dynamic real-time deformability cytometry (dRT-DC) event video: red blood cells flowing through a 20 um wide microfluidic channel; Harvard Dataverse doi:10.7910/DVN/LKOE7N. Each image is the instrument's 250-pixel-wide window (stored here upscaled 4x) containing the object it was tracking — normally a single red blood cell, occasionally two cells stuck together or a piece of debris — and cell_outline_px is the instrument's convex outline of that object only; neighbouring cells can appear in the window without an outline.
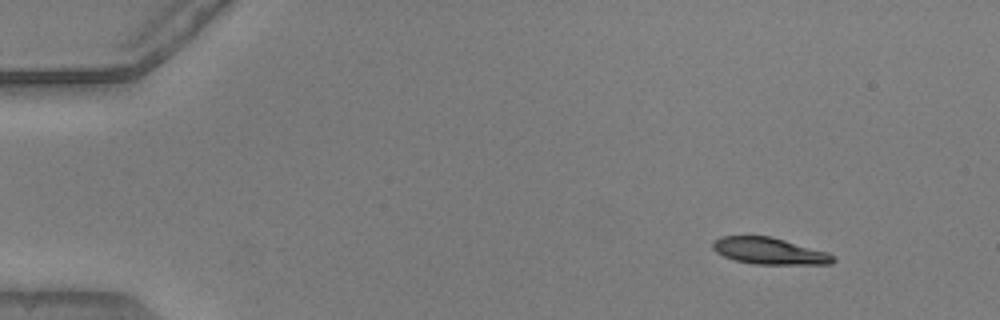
{"species": "common noctule bat (a hibernating species)", "species_latin": "Nyctalus noctula", "temperature_condition": "warm", "stored_images_in_passage": 48, "camera_frame_rate_fps": 3000, "um_per_image_px": 0.085, "animal": {"sex": "male", "body_mass_g": 20.5, "forearm_length_mm": 52.5}, "frame": {"image": 1, "passage_image": 1, "time_ms": 0.0, "image_size_px": [1000, 320], "cell_outline_px": [[836, 260], [832, 264], [756, 264], [736, 260], [724, 256], [716, 252], [712, 248], [712, 240], [720, 236], [772, 236], [828, 252]], "centroid_in_image_um": [65.38, 21.32], "position_along_channel_um": 19.6, "area_um2": 18.73}}
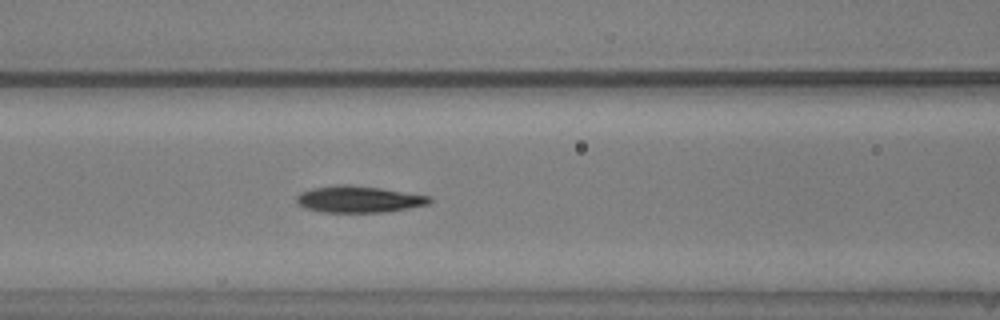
{"frame": {"image": 2, "passage_image": 18, "time_ms": 5.667, "image_size_px": [1000, 320], "cell_outline_px": [[432, 200], [428, 204], [408, 208], [384, 212], [324, 212], [304, 208], [296, 204], [296, 196], [300, 192], [312, 188], [340, 184], [348, 184], [380, 188], [432, 196]], "centroid_in_image_um": [30.46, 16.93], "position_along_channel_um": 136.1, "area_um2": 20.69}}
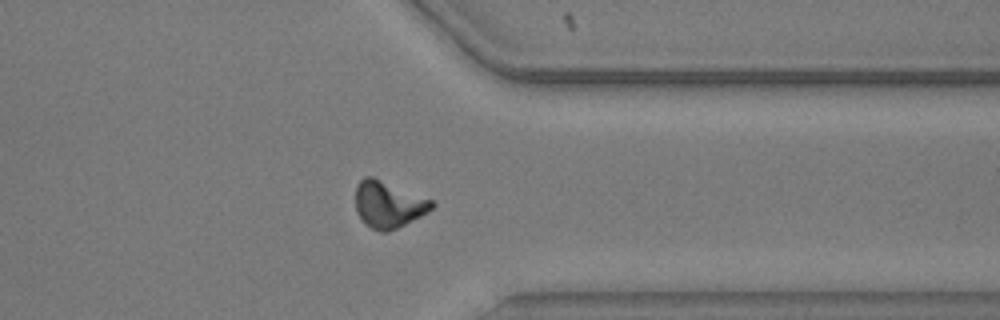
{"frame": {"image": 3, "passage_image": 37, "time_ms": 12.0, "image_size_px": [1000, 320], "cell_outline_px": [[436, 204], [428, 212], [388, 232], [380, 232], [364, 224], [356, 212], [356, 184], [364, 176], [372, 176], [432, 200]], "centroid_in_image_um": [32.98, 17.38], "position_along_channel_um": 378.4, "area_um2": 20.63}, "authors_computed_cell_mechanics": {"area_um2": 19.7965, "velocity_mm_per_s": 3.884, "shape_relaxation_time_tau1_ms": 3.4575, "shape_relaxation_time_tau2_ms": 2.8312, "deformation_change_tau1": 0.1448, "deformation_change_tau2": 0.0919}}